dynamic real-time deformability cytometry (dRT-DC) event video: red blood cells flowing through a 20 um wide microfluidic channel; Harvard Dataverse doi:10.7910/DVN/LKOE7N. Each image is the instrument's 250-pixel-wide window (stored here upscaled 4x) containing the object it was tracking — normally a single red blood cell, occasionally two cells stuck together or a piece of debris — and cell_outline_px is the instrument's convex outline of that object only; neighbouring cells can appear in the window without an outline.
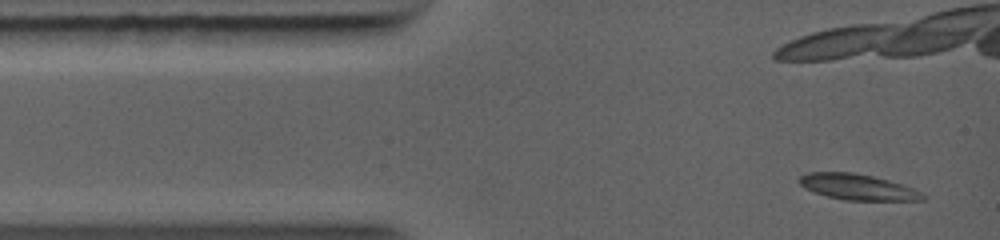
{"species": "common noctule bat (a hibernating species)", "species_latin": "Nyctalus noctula", "temperature_condition": "warm", "stored_images_in_passage": 9, "camera_frame_rate_fps": 5000, "um_per_image_px": 0.085, "animal": {"sex": "female", "body_mass_g": 19.0, "forearm_length_mm": 56.7}, "frame": {"image": 1, "passage_image": 2, "time_ms": 0.4, "image_size_px": [1000, 240], "cell_outline_px": [[928, 196], [924, 200], [844, 200], [828, 196], [804, 188], [796, 180], [800, 176], [808, 172], [852, 172], [872, 176], [888, 180], [912, 188]], "centroid_in_image_um": [72.87, 15.89], "position_along_channel_um": 12.1, "area_um2": 18.44}}